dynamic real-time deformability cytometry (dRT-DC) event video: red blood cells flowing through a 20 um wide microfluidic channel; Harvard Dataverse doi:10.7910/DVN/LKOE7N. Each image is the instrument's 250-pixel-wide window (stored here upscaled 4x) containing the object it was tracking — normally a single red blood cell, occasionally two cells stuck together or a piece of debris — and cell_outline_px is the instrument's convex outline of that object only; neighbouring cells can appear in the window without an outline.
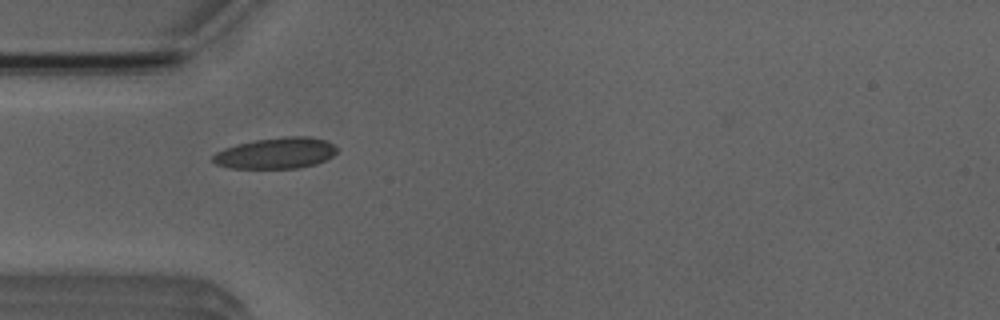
{"species": "Egyptian fruit bat (a non-hibernating species)", "species_latin": "Rousettus aegyptiacus", "temperature_condition": "room temperature", "stored_images_in_passage": 8, "camera_frame_rate_fps": 3000, "um_per_image_px": 0.085, "animal": {"sex": "male"}, "frame": {"image": 1, "passage_image": 5, "time_ms": 4.667, "image_size_px": [1000, 320], "cell_outline_px": [[336, 152], [332, 156], [316, 164], [300, 168], [228, 168], [216, 164], [212, 160], [212, 156], [216, 152], [224, 148], [236, 144], [256, 140], [280, 136], [308, 136], [324, 140], [332, 144], [336, 148]], "centroid_in_image_um": [23.42, 13.01], "position_along_channel_um": 61.6, "area_um2": 22.48}}
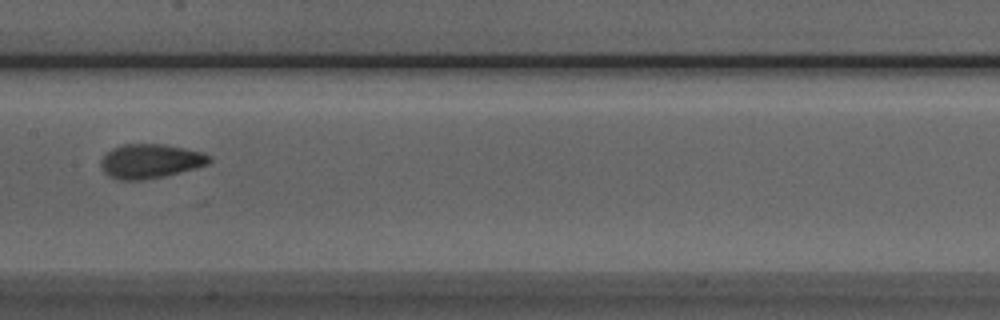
{"frame": {"image": 2, "passage_image": 8, "time_ms": 8.0, "image_size_px": [1000, 320], "cell_outline_px": [[212, 160], [208, 164], [196, 168], [164, 176], [140, 180], [120, 180], [108, 176], [104, 172], [100, 164], [100, 160], [112, 148], [124, 144], [164, 144], [184, 148], [200, 152], [212, 156]], "centroid_in_image_um": [12.78, 13.7], "position_along_channel_um": 194.6, "area_um2": 21.62}}